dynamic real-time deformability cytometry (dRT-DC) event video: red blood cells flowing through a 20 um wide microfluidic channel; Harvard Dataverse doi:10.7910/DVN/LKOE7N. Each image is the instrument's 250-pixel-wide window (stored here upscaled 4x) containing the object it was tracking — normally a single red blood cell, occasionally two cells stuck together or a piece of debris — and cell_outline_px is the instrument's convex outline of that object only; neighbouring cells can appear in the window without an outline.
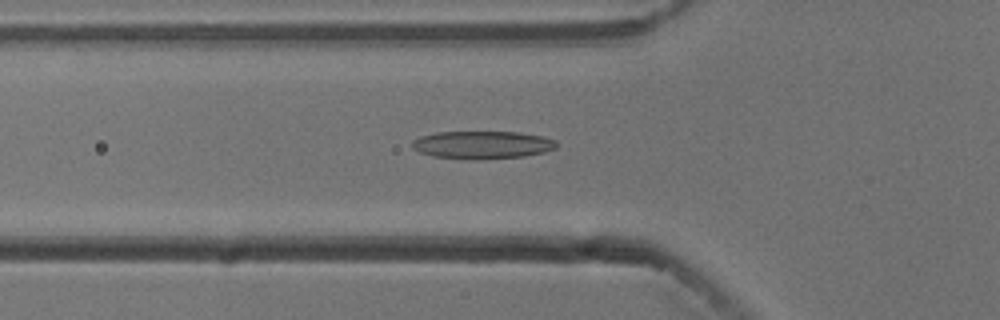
{"species": "common noctule bat (a hibernating species)", "species_latin": "Nyctalus noctula", "temperature_condition": "cold", "stored_images_in_passage": 53, "camera_frame_rate_fps": 3000, "um_per_image_px": 0.085, "animal": {"sex": "male", "body_mass_g": 13.3}, "frame": {"image": 1, "passage_image": 18, "time_ms": 5.667, "image_size_px": [1000, 320], "cell_outline_px": [[556, 148], [544, 152], [524, 156], [476, 160], [432, 156], [420, 152], [412, 148], [412, 140], [420, 136], [436, 132], [520, 132], [540, 136], [556, 140]], "centroid_in_image_um": [40.97, 12.31], "position_along_channel_um": 84.8, "area_um2": 23.41}}
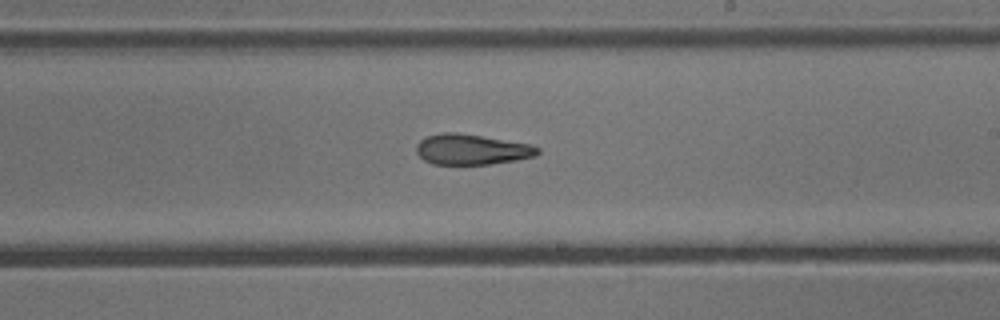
{"frame": {"image": 2, "passage_image": 31, "time_ms": 10.0, "image_size_px": [1000, 320], "cell_outline_px": [[540, 152], [536, 156], [516, 160], [492, 164], [432, 164], [424, 160], [416, 152], [416, 144], [420, 140], [428, 136], [444, 132], [456, 132], [532, 144], [540, 148]], "centroid_in_image_um": [40.11, 12.7], "position_along_channel_um": 248.9, "area_um2": 21.62}}
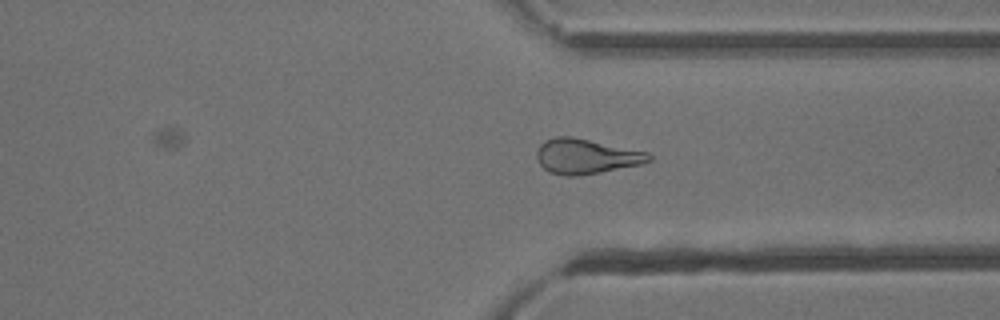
{"frame": {"image": 3, "passage_image": 40, "time_ms": 13.0, "image_size_px": [1000, 320], "cell_outline_px": [[652, 160], [640, 164], [600, 172], [576, 176], [564, 176], [548, 172], [540, 164], [536, 156], [536, 152], [540, 144], [544, 140], [556, 136], [572, 136], [648, 152], [652, 156]], "centroid_in_image_um": [49.78, 13.28], "position_along_channel_um": 361.6, "area_um2": 22.89}, "authors_computed_cell_mechanics": {"area_um2": 22.0218, "velocity_mm_per_s": 3.7714, "shape_relaxation_time_tau1_ms": null, "shape_relaxation_time_tau2_ms": 3.9524, "deformation_change_tau1": null, "deformation_change_tau2": 0.1327}}